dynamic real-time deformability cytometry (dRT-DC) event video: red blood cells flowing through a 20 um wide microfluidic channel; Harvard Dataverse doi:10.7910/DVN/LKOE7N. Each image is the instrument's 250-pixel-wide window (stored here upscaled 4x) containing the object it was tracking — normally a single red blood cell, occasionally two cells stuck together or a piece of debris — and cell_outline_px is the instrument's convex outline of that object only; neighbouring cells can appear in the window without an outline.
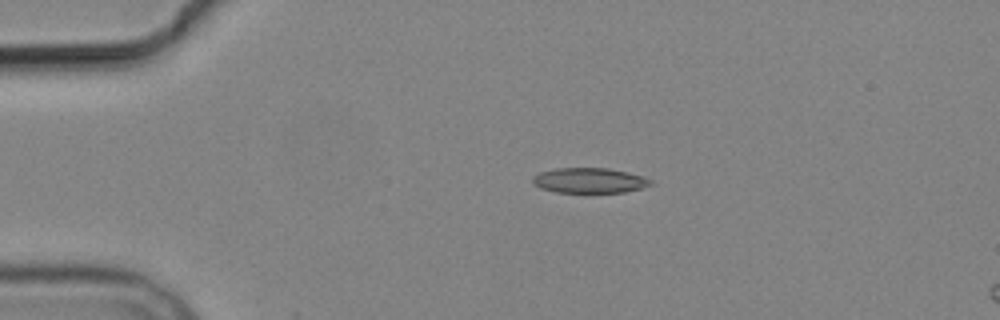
{"species": "common noctule bat (a hibernating species)", "species_latin": "Nyctalus noctula", "temperature_condition": "cold", "stored_images_in_passage": 4, "camera_frame_rate_fps": 3000, "um_per_image_px": 0.085, "animal": {"sex": "male", "body_mass_g": 19.2, "forearm_length_mm": 51.8}, "frame": {"image": 1, "passage_image": 3, "time_ms": 2.333, "image_size_px": [1000, 320], "cell_outline_px": [[652, 184], [640, 188], [624, 192], [556, 192], [540, 188], [532, 184], [532, 176], [540, 172], [556, 168], [608, 168], [628, 172], [644, 176], [652, 180]], "centroid_in_image_um": [50.08, 15.33], "position_along_channel_um": 34.9, "area_um2": 17.34}}